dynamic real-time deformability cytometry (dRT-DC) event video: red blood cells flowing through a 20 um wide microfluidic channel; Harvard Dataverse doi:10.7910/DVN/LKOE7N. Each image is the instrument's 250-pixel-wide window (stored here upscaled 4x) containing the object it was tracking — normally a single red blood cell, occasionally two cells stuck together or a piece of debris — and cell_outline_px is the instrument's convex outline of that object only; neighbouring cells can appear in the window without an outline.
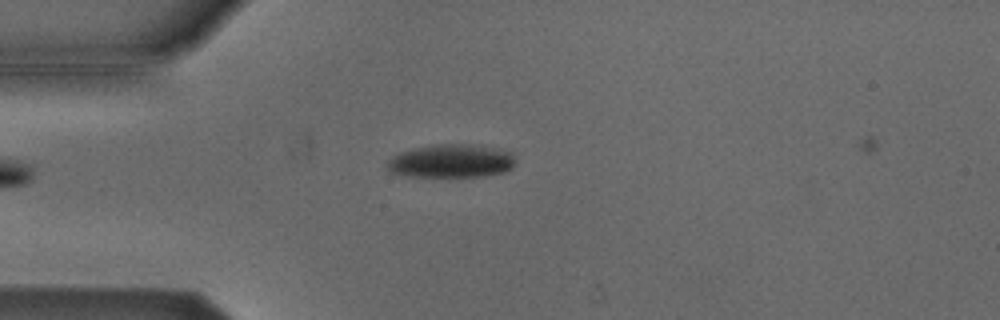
{"species": "Egyptian fruit bat (a non-hibernating species)", "species_latin": "Rousettus aegyptiacus", "temperature_condition": "cold", "stored_images_in_passage": 2, "camera_frame_rate_fps": 3000, "um_per_image_px": 0.085, "animal": {"sex": "male"}, "frame": {"image": 1, "passage_image": 2, "time_ms": 0.333, "image_size_px": [1000, 320], "cell_outline_px": [[512, 168], [504, 172], [484, 176], [404, 176], [388, 172], [388, 160], [392, 156], [400, 152], [412, 148], [436, 144], [472, 144], [496, 148], [512, 152]], "centroid_in_image_um": [38.31, 13.68], "position_along_channel_um": 46.7, "area_um2": 24.91}}